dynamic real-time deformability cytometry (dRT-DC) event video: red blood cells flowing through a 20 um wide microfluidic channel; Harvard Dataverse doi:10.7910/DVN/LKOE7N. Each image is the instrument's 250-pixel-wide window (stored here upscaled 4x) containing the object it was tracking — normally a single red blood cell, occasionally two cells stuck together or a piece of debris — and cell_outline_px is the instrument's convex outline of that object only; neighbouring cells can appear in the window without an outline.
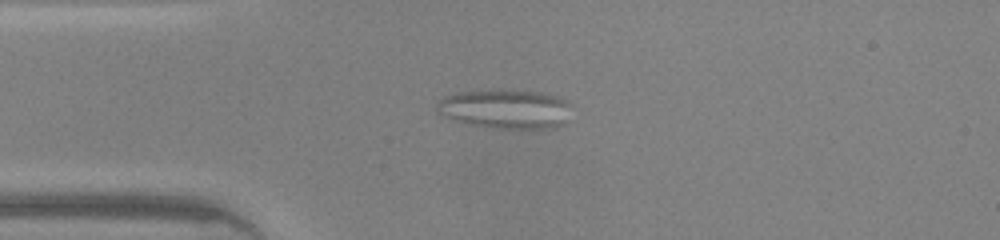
{"species": "common noctule bat (a hibernating species)", "species_latin": "Nyctalus noctula", "temperature_condition": "warm", "stored_images_in_passage": 47, "camera_frame_rate_fps": 3000, "um_per_image_px": 0.085, "animal": {"sex": "male", "body_mass_g": 20.0, "forearm_length_mm": 53.3}, "frame": {"image": 1, "passage_image": 11, "time_ms": 3.333, "image_size_px": [1000, 240], "cell_outline_px": [[572, 104], [564, 124], [552, 128], [496, 128], [464, 124], [440, 112], [436, 108], [436, 104], [444, 96], [460, 92], [544, 92], [568, 100]], "centroid_in_image_um": [43.02, 9.29], "position_along_channel_um": 42.0, "area_um2": 30.0}}
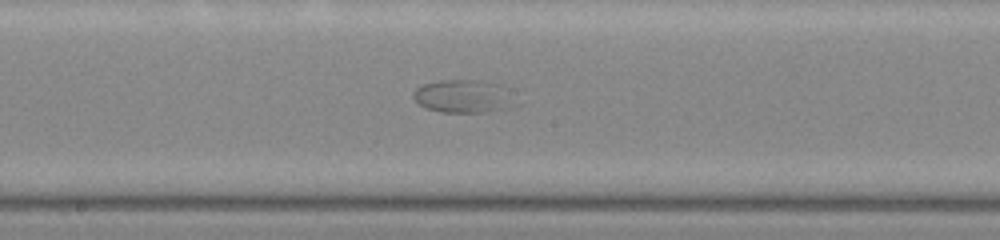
{"frame": {"image": 2, "passage_image": 24, "time_ms": 7.667, "image_size_px": [1000, 240], "cell_outline_px": [[508, 108], [488, 112], [440, 112], [424, 108], [412, 96], [412, 92], [416, 88], [424, 84], [440, 80], [472, 80], [500, 84]], "centroid_in_image_um": [39.16, 8.19], "position_along_channel_um": 209.0, "area_um2": 18.61}}
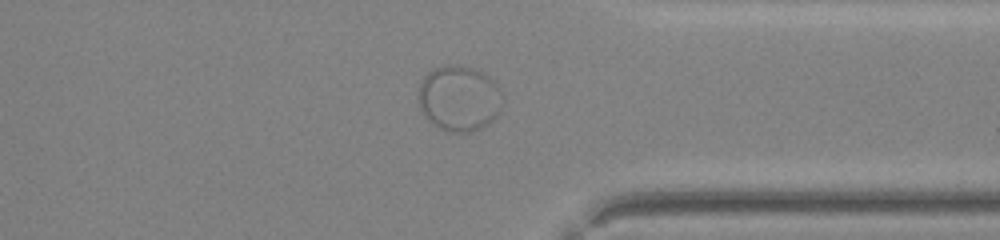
{"frame": {"image": 3, "passage_image": 36, "time_ms": 11.667, "image_size_px": [1000, 240], "cell_outline_px": [[504, 104], [496, 116], [488, 124], [472, 132], [444, 132], [432, 124], [428, 120], [420, 108], [416, 96], [420, 84], [424, 76], [432, 68], [448, 64], [456, 64], [472, 68], [488, 76], [500, 88], [504, 100]], "centroid_in_image_um": [39.01, 8.37], "position_along_channel_um": 372.4, "area_um2": 32.77}}